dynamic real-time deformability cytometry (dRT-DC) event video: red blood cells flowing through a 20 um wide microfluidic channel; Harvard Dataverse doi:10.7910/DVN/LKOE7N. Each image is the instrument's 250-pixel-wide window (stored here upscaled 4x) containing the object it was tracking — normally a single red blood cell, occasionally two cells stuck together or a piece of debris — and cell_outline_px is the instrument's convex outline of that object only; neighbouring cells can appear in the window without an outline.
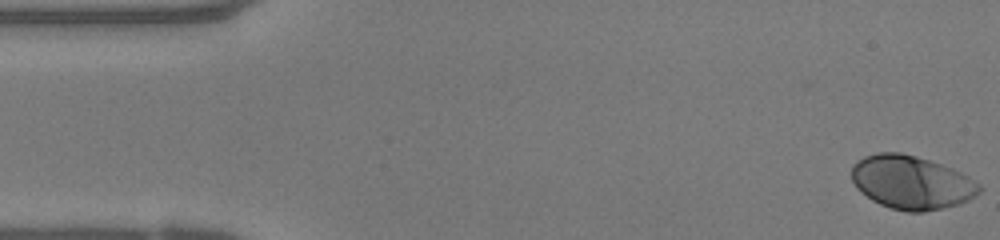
{"species": "human", "species_latin": "Homo sapiens", "temperature_condition": "warm", "stored_images_in_passage": 48, "camera_frame_rate_fps": 3000, "um_per_image_px": 0.085, "donor": {"sex": "female"}, "frame": {"image": 1, "passage_image": 1, "time_ms": 0.0, "image_size_px": [1000, 240], "cell_outline_px": [[984, 188], [980, 192], [968, 200], [960, 204], [924, 212], [904, 212], [880, 204], [872, 200], [860, 192], [856, 188], [852, 180], [852, 164], [856, 160], [864, 156], [876, 152], [900, 152], [916, 156], [952, 168], [968, 176], [980, 184]], "centroid_in_image_um": [77.46, 15.5], "position_along_channel_um": 7.5, "area_um2": 40.11}}
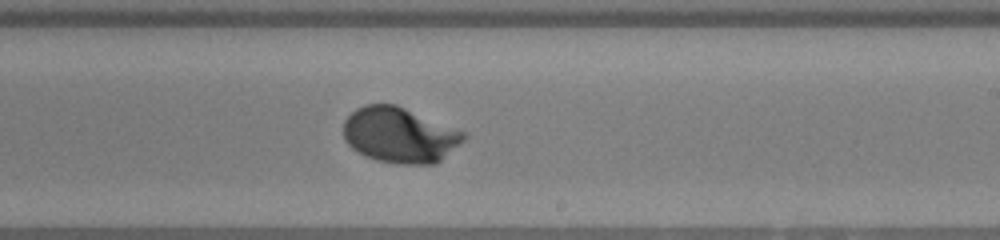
{"frame": {"image": 2, "passage_image": 28, "time_ms": 9.0, "image_size_px": [1000, 240], "cell_outline_px": [[468, 136], [464, 140], [436, 164], [396, 164], [376, 160], [364, 156], [352, 148], [344, 140], [344, 120], [356, 108], [364, 104], [396, 104], [464, 132]], "centroid_in_image_um": [33.94, 11.49], "position_along_channel_um": 255.1, "area_um2": 38.84}}
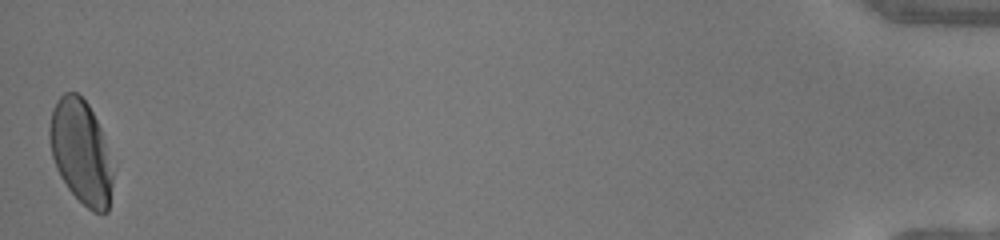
{"frame": {"image": 3, "passage_image": 48, "time_ms": 15.667, "image_size_px": [1000, 240], "cell_outline_px": [[112, 184], [108, 212], [92, 212], [68, 188], [60, 176], [56, 168], [52, 156], [48, 136], [48, 128], [52, 108], [56, 100], [64, 92], [76, 92], [88, 104], [100, 128], [112, 176]], "centroid_in_image_um": [6.82, 12.89], "position_along_channel_um": 428.4, "area_um2": 37.63}, "authors_computed_cell_mechanics": {"area_um2": 38.0035, "velocity_mm_per_s": 4.1581, "shape_relaxation_time_tau1_ms": 2.4083, "shape_relaxation_time_tau2_ms": null, "deformation_change_tau1": 0.1802, "deformation_change_tau2": null}}